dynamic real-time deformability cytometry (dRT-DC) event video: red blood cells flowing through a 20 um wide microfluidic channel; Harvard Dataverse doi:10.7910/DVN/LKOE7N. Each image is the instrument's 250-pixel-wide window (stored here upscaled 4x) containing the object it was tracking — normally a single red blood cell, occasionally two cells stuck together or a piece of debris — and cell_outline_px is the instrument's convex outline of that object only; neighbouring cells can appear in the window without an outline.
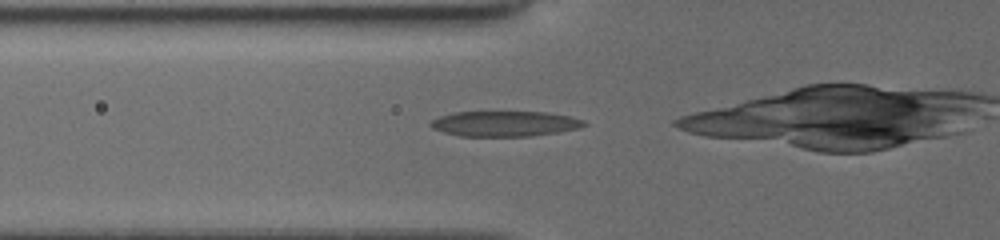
{"species": "common noctule bat (a hibernating species)", "species_latin": "Nyctalus noctula", "temperature_condition": "cold", "stored_images_in_passage": 30, "camera_frame_rate_fps": 3000, "um_per_image_px": 0.085, "animal": {"sex": "female", "body_mass_g": 19.5, "forearm_length_mm": 54.1}, "frame": {"image": 1, "passage_image": 14, "time_ms": 4.333, "image_size_px": [1000, 240], "cell_outline_px": [[588, 124], [580, 128], [556, 132], [528, 136], [460, 136], [444, 132], [432, 128], [428, 124], [432, 120], [440, 116], [456, 112], [544, 112], [568, 116], [584, 120]], "centroid_in_image_um": [42.89, 10.51], "position_along_channel_um": 82.9, "area_um2": 22.48}}
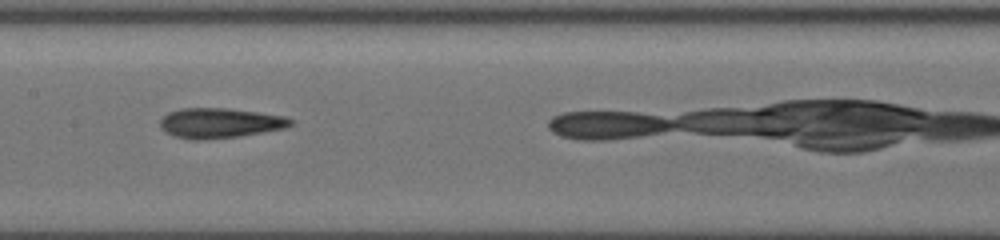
{"frame": {"image": 2, "passage_image": 22, "time_ms": 7.0, "image_size_px": [1000, 240], "cell_outline_px": [[292, 124], [284, 128], [264, 132], [240, 136], [204, 140], [192, 140], [172, 136], [164, 132], [160, 128], [160, 120], [168, 112], [180, 108], [228, 108], [284, 116], [292, 120]], "centroid_in_image_um": [18.62, 10.47], "position_along_channel_um": 188.8, "area_um2": 22.95}}
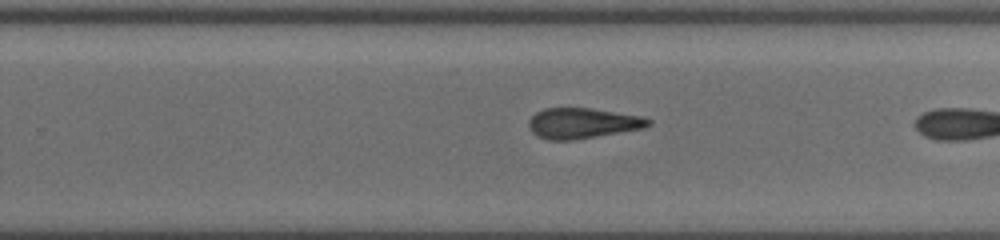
{"frame": {"image": 3, "passage_image": 29, "time_ms": 9.333, "image_size_px": [1000, 240], "cell_outline_px": [[652, 124], [644, 128], [568, 140], [548, 140], [536, 136], [528, 128], [528, 120], [536, 112], [544, 108], [588, 108], [644, 116], [652, 120]], "centroid_in_image_um": [49.49, 10.46], "position_along_channel_um": 280.3, "area_um2": 21.15}}